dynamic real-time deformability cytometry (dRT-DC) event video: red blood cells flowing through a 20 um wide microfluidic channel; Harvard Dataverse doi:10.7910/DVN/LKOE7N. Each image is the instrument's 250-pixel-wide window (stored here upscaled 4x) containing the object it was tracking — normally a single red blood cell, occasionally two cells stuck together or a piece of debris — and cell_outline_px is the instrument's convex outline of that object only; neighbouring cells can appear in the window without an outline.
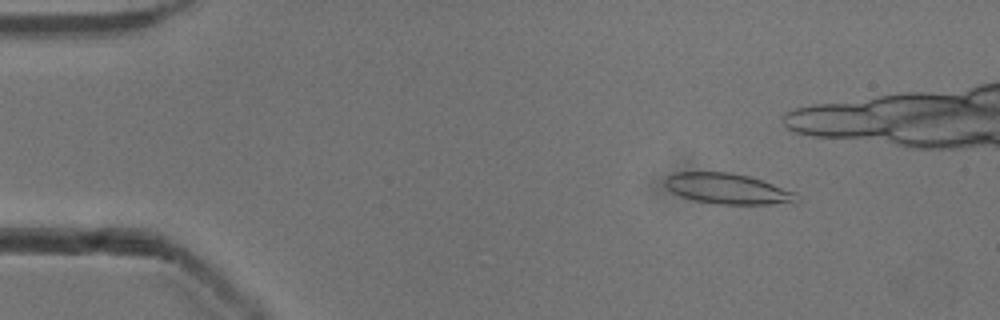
{"species": "common noctule bat (a hibernating species)", "species_latin": "Nyctalus noctula", "temperature_condition": "cold", "stored_images_in_passage": 44, "camera_frame_rate_fps": 3000, "um_per_image_px": 0.085, "animal": {"sex": "male", "body_mass_g": 13.3}, "frame": {"image": 1, "passage_image": 3, "time_ms": 0.667, "image_size_px": [1000, 320], "cell_outline_px": [[800, 200], [796, 204], [720, 204], [692, 200], [680, 196], [672, 192], [664, 184], [664, 180], [668, 176], [676, 172], [732, 172], [748, 176], [796, 192]], "centroid_in_image_um": [61.88, 16.06], "position_along_channel_um": 23.1, "area_um2": 23.58}}
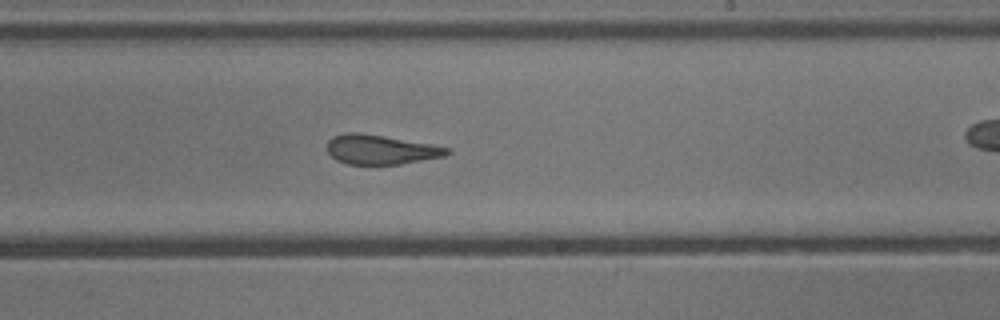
{"frame": {"image": 2, "passage_image": 27, "time_ms": 8.667, "image_size_px": [1000, 320], "cell_outline_px": [[452, 152], [444, 156], [400, 164], [348, 164], [336, 160], [328, 152], [328, 140], [332, 136], [344, 132], [360, 132], [428, 144], [448, 148]], "centroid_in_image_um": [32.3, 12.71], "position_along_channel_um": 256.7, "area_um2": 20.35}}
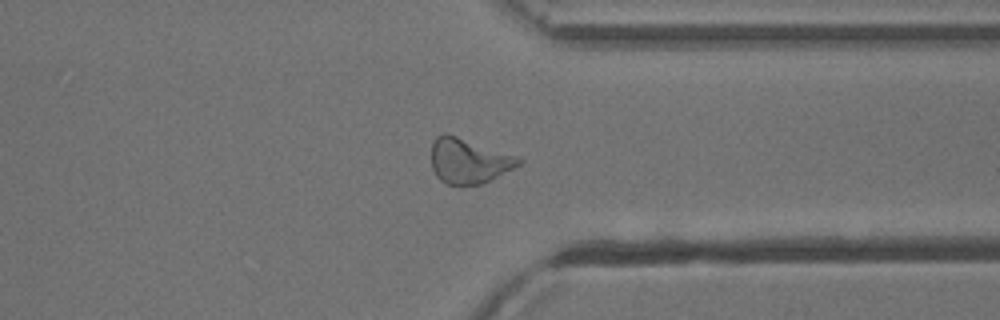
{"frame": {"image": 3, "passage_image": 36, "time_ms": 11.667, "image_size_px": [1000, 320], "cell_outline_px": [[524, 160], [520, 164], [480, 184], [448, 184], [440, 180], [436, 176], [432, 168], [432, 140], [436, 136], [444, 132], [520, 156]], "centroid_in_image_um": [39.83, 13.64], "position_along_channel_um": 371.6, "area_um2": 22.77}}